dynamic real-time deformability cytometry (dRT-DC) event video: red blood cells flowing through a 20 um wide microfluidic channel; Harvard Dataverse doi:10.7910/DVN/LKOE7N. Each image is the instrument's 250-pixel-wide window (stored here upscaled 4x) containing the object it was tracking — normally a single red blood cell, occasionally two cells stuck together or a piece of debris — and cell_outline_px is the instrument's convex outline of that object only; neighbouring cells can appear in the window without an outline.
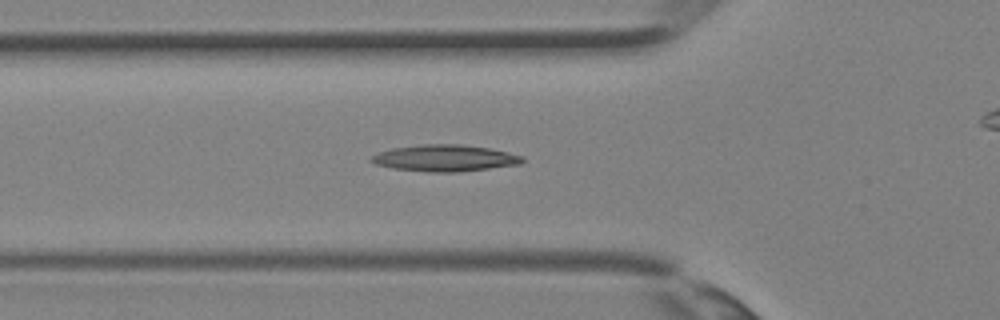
{"species": "Egyptian fruit bat (a non-hibernating species)", "species_latin": "Rousettus aegyptiacus", "temperature_condition": "room temperature", "stored_images_in_passage": 36, "camera_frame_rate_fps": 3000, "um_per_image_px": 0.085, "animal": {"sex": "female"}, "frame": {"image": 1, "passage_image": 12, "time_ms": 3.667, "image_size_px": [1000, 320], "cell_outline_px": [[524, 160], [520, 164], [460, 172], [428, 172], [392, 168], [376, 164], [368, 160], [372, 156], [380, 152], [392, 148], [424, 144], [464, 144], [488, 148], [508, 152], [524, 156]], "centroid_in_image_um": [37.82, 13.44], "position_along_channel_um": 88.0, "area_um2": 23.41}}
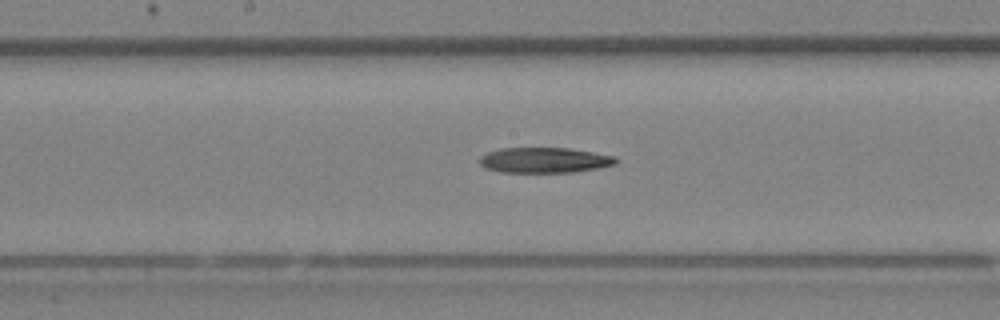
{"frame": {"image": 2, "passage_image": 18, "time_ms": 5.667, "image_size_px": [1000, 320], "cell_outline_px": [[616, 164], [600, 168], [572, 172], [500, 172], [484, 168], [480, 164], [480, 156], [488, 152], [500, 148], [568, 148], [616, 156]], "centroid_in_image_um": [46.27, 13.61], "position_along_channel_um": 201.9, "area_um2": 20.17}}
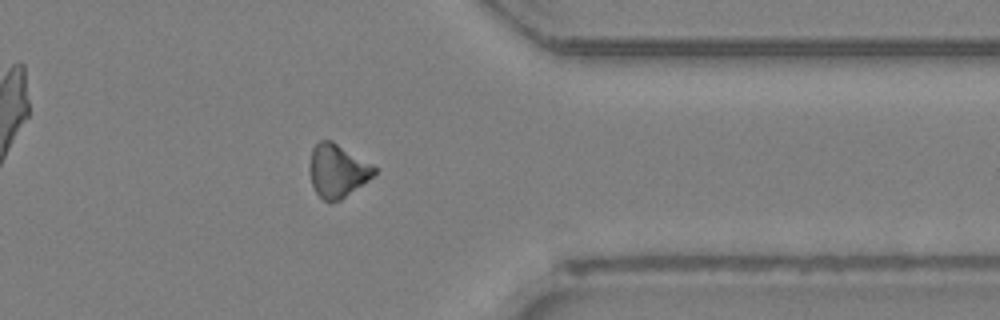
{"frame": {"image": 3, "passage_image": 28, "time_ms": 9.0, "image_size_px": [1000, 320], "cell_outline_px": [[376, 172], [368, 180], [340, 200], [328, 204], [316, 192], [312, 184], [312, 148], [320, 140], [332, 140], [372, 164], [376, 168]], "centroid_in_image_um": [28.71, 14.52], "position_along_channel_um": 382.7, "area_um2": 19.54}}